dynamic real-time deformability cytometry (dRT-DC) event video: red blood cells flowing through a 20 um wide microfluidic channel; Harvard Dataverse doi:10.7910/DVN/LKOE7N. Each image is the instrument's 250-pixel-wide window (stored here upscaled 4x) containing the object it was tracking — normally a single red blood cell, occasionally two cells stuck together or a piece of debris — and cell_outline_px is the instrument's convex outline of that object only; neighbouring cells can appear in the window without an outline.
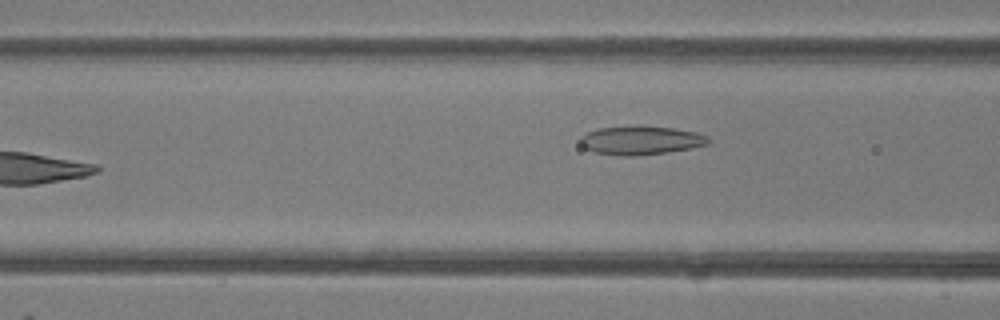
{"species": "common noctule bat (a hibernating species)", "species_latin": "Nyctalus noctula", "temperature_condition": "room temperature", "stored_images_in_passage": 7, "camera_frame_rate_fps": 3000, "um_per_image_px": 0.085, "animal": {"sex": "female"}, "frame": {"image": 1, "passage_image": 6, "time_ms": 6.0, "image_size_px": [1000, 320], "cell_outline_px": [[712, 140], [708, 144], [692, 148], [668, 152], [632, 156], [624, 156], [592, 152], [584, 148], [580, 144], [580, 136], [596, 128], [676, 128], [696, 132], [708, 136]], "centroid_in_image_um": [54.49, 11.96], "position_along_channel_um": 112.1, "area_um2": 20.92}}
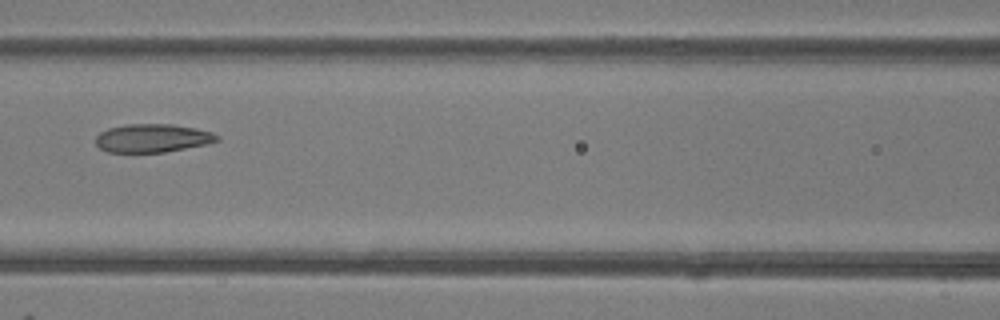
{"frame": {"image": 2, "passage_image": 7, "time_ms": 7.0, "image_size_px": [1000, 320], "cell_outline_px": [[220, 140], [208, 144], [164, 152], [108, 152], [100, 148], [96, 144], [96, 136], [100, 132], [108, 128], [128, 124], [172, 124], [196, 128], [212, 132], [220, 136]], "centroid_in_image_um": [12.99, 11.74], "position_along_channel_um": 153.6, "area_um2": 20.11}}